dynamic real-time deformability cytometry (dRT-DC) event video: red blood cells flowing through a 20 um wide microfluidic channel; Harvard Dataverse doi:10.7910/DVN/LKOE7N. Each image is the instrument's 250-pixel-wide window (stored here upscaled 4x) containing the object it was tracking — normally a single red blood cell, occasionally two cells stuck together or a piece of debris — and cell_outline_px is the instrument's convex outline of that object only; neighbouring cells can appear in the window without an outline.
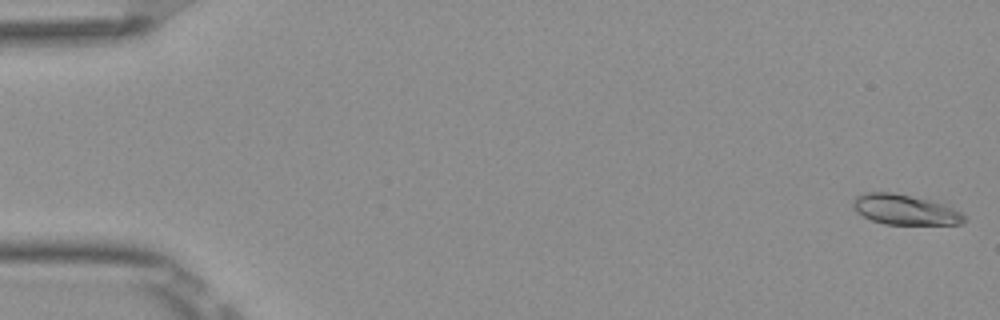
{"species": "Egyptian fruit bat (a non-hibernating species)", "species_latin": "Rousettus aegyptiacus", "temperature_condition": "room temperature", "stored_images_in_passage": 52, "camera_frame_rate_fps": 3000, "um_per_image_px": 0.085, "frame": {"image": 1, "passage_image": 1, "time_ms": 0.0, "image_size_px": [1000, 320], "cell_outline_px": [[968, 220], [960, 224], [884, 224], [872, 220], [856, 212], [852, 208], [852, 200], [856, 196], [864, 192], [892, 192], [928, 200], [944, 204], [960, 212]], "centroid_in_image_um": [76.87, 17.82], "position_along_channel_um": 8.1, "area_um2": 19.48}}
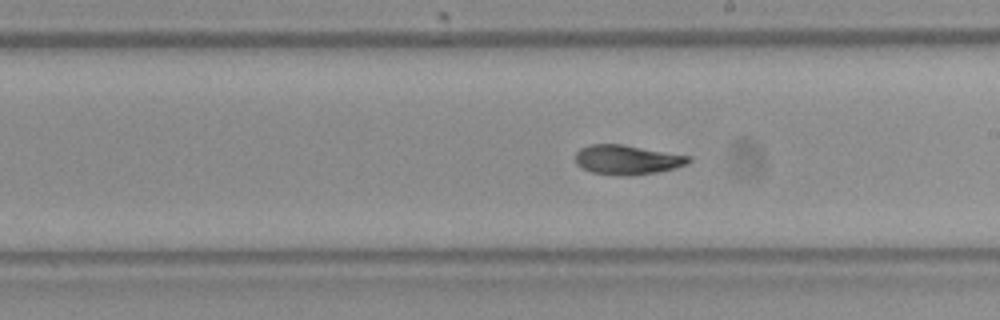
{"frame": {"image": 2, "passage_image": 30, "time_ms": 9.667, "image_size_px": [1000, 320], "cell_outline_px": [[692, 160], [688, 164], [656, 172], [592, 172], [580, 168], [576, 164], [576, 152], [580, 148], [588, 144], [624, 144], [692, 156]], "centroid_in_image_um": [53.31, 13.5], "position_along_channel_um": 235.7, "area_um2": 18.67}}
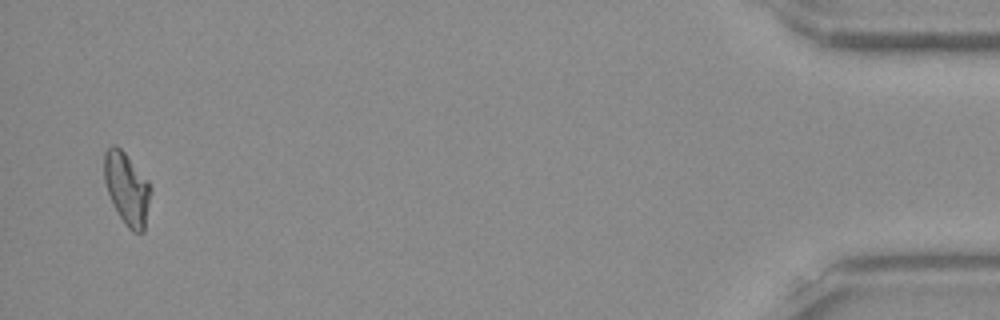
{"frame": {"image": 3, "passage_image": 51, "time_ms": 16.667, "image_size_px": [1000, 320], "cell_outline_px": [[152, 192], [144, 232], [132, 232], [124, 224], [112, 204], [104, 180], [104, 152], [112, 144], [116, 144], [124, 152], [152, 184]], "centroid_in_image_um": [10.81, 16.04], "position_along_channel_um": 424.4, "area_um2": 19.94}, "authors_computed_cell_mechanics": {"area_um2": 19.4208, "velocity_mm_per_s": 3.8897, "shape_relaxation_time_tau1_ms": null, "shape_relaxation_time_tau2_ms": 2.913, "deformation_change_tau1": null, "deformation_change_tau2": 0.0779}}